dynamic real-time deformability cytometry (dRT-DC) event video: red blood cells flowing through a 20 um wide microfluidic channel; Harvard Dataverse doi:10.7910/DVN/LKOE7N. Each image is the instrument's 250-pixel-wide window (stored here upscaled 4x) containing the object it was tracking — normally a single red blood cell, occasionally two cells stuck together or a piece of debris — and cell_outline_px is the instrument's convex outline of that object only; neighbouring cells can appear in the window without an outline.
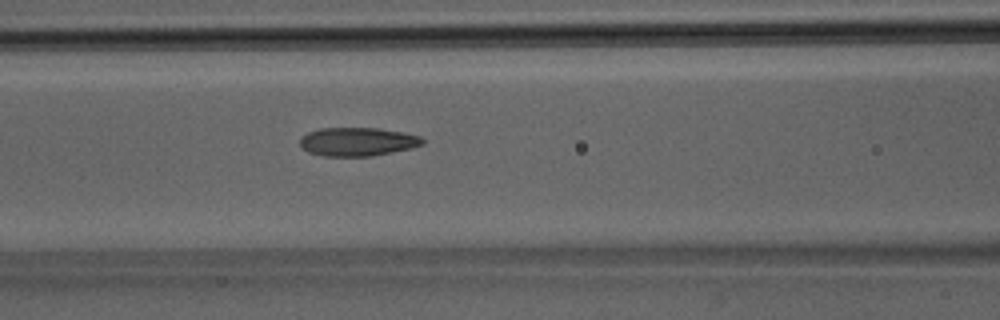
{"species": "Egyptian fruit bat (a non-hibernating species)", "species_latin": "Rousettus aegyptiacus", "temperature_condition": "room temperature", "stored_images_in_passage": 37, "camera_frame_rate_fps": 3000, "um_per_image_px": 0.085, "animal": {"sex": "male"}, "frame": {"image": 1, "passage_image": 15, "time_ms": 4.667, "image_size_px": [1000, 320], "cell_outline_px": [[424, 144], [412, 148], [372, 156], [324, 156], [308, 152], [300, 148], [300, 136], [308, 132], [320, 128], [380, 128], [404, 132], [420, 136], [424, 140]], "centroid_in_image_um": [30.38, 12.04], "position_along_channel_um": 136.2, "area_um2": 20.63}}
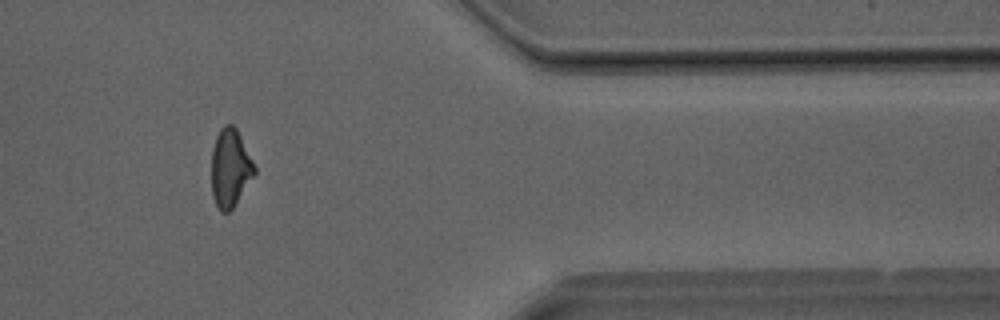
{"frame": {"image": 2, "passage_image": 31, "time_ms": 10.0, "image_size_px": [1000, 320], "cell_outline_px": [[256, 172], [232, 208], [228, 212], [220, 212], [212, 196], [212, 148], [216, 136], [220, 128], [224, 124], [232, 124], [236, 128], [256, 168]], "centroid_in_image_um": [19.55, 14.27], "position_along_channel_um": 391.9, "area_um2": 19.31}}
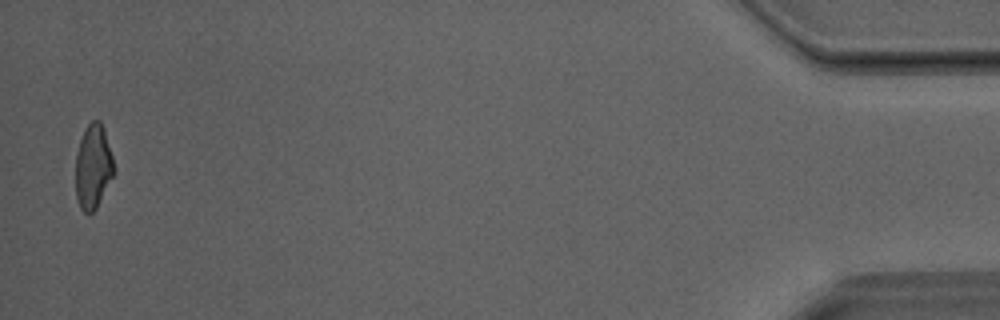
{"frame": {"image": 3, "passage_image": 37, "time_ms": 12.0, "image_size_px": [1000, 320], "cell_outline_px": [[116, 172], [96, 208], [92, 212], [84, 212], [80, 208], [76, 196], [76, 156], [80, 140], [88, 124], [92, 120], [100, 120], [104, 128], [116, 168]], "centroid_in_image_um": [7.94, 14.16], "position_along_channel_um": 427.3, "area_um2": 18.9}}